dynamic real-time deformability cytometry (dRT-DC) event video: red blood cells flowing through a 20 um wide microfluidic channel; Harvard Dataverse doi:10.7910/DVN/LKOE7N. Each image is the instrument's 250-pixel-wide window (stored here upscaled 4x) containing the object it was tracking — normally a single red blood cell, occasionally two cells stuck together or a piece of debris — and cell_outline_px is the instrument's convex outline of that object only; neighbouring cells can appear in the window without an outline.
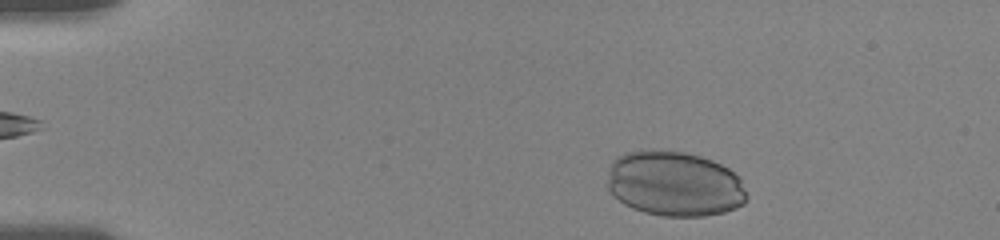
{"species": "human", "species_latin": "Homo sapiens", "temperature_condition": "room temperature", "stored_images_in_passage": 13, "camera_frame_rate_fps": 3000, "um_per_image_px": 0.085, "donor": {"sex": "female"}, "frame": {"image": 1, "passage_image": 4, "time_ms": 0.667, "image_size_px": [1000, 240], "cell_outline_px": [[748, 200], [744, 204], [736, 208], [724, 212], [704, 216], [664, 216], [644, 212], [632, 208], [624, 204], [608, 192], [608, 176], [612, 160], [628, 152], [684, 152], [700, 156], [712, 160], [728, 168], [740, 180], [748, 196]], "centroid_in_image_um": [57.34, 15.66], "position_along_channel_um": 27.7, "area_um2": 52.42}}
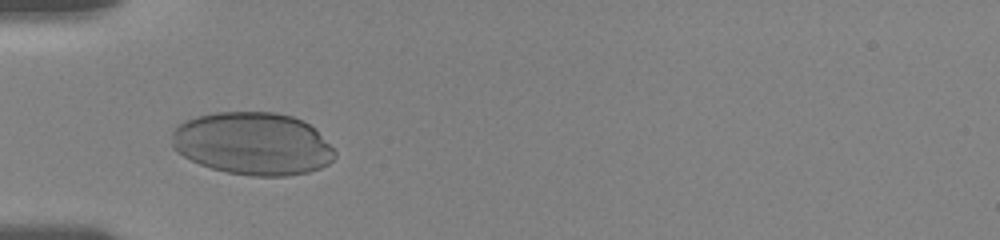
{"frame": {"image": 2, "passage_image": 10, "time_ms": 3.667, "image_size_px": [1000, 240], "cell_outline_px": [[336, 156], [328, 164], [320, 168], [308, 172], [288, 176], [252, 176], [228, 172], [212, 168], [200, 164], [176, 152], [172, 148], [172, 132], [184, 120], [196, 116], [216, 112], [276, 112], [292, 116], [304, 120], [336, 152]], "centroid_in_image_um": [21.46, 12.21], "position_along_channel_um": 63.5, "area_um2": 59.42}}
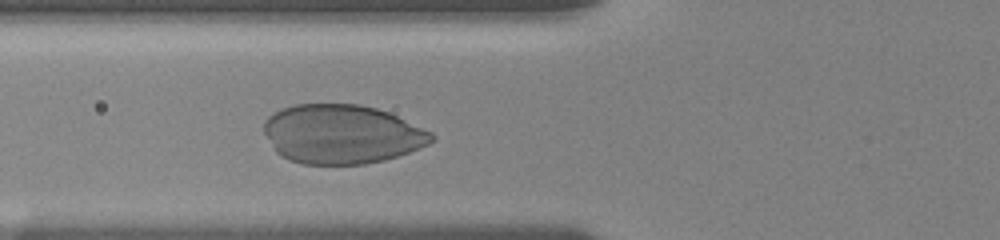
{"frame": {"image": 3, "passage_image": 12, "time_ms": 4.667, "image_size_px": [1000, 240], "cell_outline_px": [[436, 140], [420, 148], [384, 160], [364, 164], [304, 164], [288, 160], [276, 152], [264, 132], [264, 120], [268, 116], [284, 108], [296, 104], [360, 104], [376, 108], [388, 112], [432, 132], [436, 136]], "centroid_in_image_um": [29.06, 11.4], "position_along_channel_um": 96.7, "area_um2": 57.68}}